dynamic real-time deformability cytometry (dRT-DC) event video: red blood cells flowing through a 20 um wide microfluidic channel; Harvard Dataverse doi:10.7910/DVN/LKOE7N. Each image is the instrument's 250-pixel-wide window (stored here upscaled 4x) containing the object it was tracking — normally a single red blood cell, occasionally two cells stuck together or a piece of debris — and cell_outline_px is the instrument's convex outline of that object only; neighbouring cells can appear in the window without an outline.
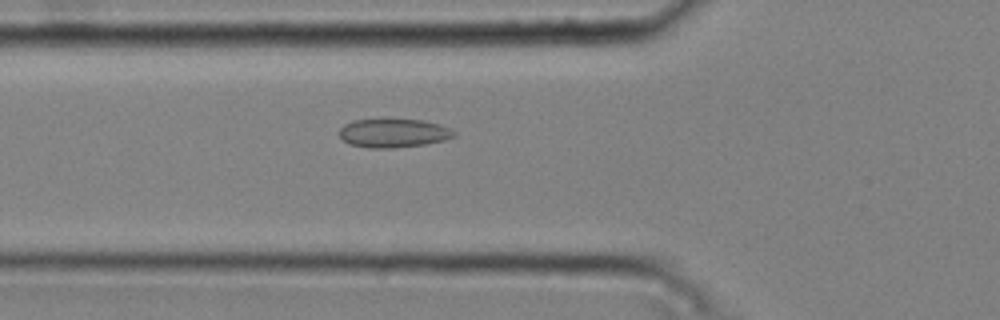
{"species": "common noctule bat (a hibernating species)", "species_latin": "Nyctalus noctula", "temperature_condition": "cold", "stored_images_in_passage": 32, "camera_frame_rate_fps": 3000, "um_per_image_px": 0.085, "animal": {"sex": "male", "body_mass_g": 20.4}, "frame": {"image": 1, "passage_image": 4, "time_ms": 1.0, "image_size_px": [1000, 320], "cell_outline_px": [[456, 136], [444, 140], [424, 144], [392, 148], [368, 148], [348, 144], [340, 136], [340, 128], [344, 124], [352, 120], [420, 120], [440, 124], [456, 132]], "centroid_in_image_um": [33.43, 11.32], "position_along_channel_um": 92.4, "area_um2": 19.02}}
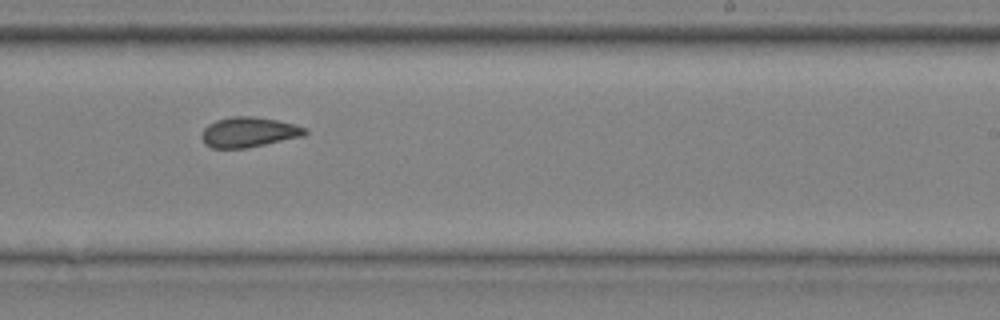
{"frame": {"image": 2, "passage_image": 18, "time_ms": 5.667, "image_size_px": [1000, 320], "cell_outline_px": [[308, 132], [304, 136], [244, 148], [212, 148], [204, 144], [204, 128], [208, 124], [216, 120], [232, 116], [252, 116], [276, 120], [296, 124], [308, 128]], "centroid_in_image_um": [21.19, 11.22], "position_along_channel_um": 267.8, "area_um2": 17.98}}
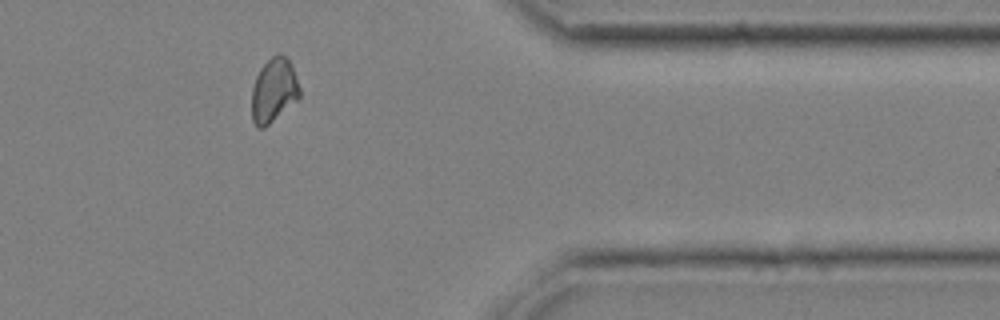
{"frame": {"image": 3, "passage_image": 29, "time_ms": 9.333, "image_size_px": [1000, 320], "cell_outline_px": [[300, 100], [264, 128], [256, 128], [252, 120], [252, 88], [256, 76], [260, 68], [272, 56], [280, 52], [288, 60], [292, 68], [300, 88]], "centroid_in_image_um": [23.27, 7.72], "position_along_channel_um": 388.1, "area_um2": 18.09}, "authors_computed_cell_mechanics": {"area_um2": 18.0914, "velocity_mm_per_s": 3.76, "shape_relaxation_time_tau1_ms": null, "shape_relaxation_time_tau2_ms": 2.1792, "deformation_change_tau1": null, "deformation_change_tau2": 0.0717}}